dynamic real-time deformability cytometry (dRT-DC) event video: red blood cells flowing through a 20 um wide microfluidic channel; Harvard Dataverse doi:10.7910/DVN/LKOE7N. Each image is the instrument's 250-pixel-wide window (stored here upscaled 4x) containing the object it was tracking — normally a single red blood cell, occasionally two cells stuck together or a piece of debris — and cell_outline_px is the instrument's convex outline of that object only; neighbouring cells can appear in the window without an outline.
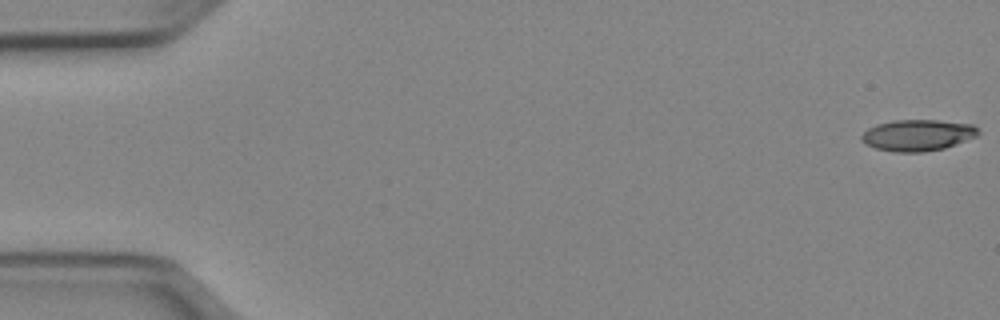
{"species": "Egyptian fruit bat (a non-hibernating species)", "species_latin": "Rousettus aegyptiacus", "temperature_condition": "cold", "stored_images_in_passage": 47, "camera_frame_rate_fps": 3000, "um_per_image_px": 0.085, "animal": {"sex": "female"}, "frame": {"image": 1, "passage_image": 1, "time_ms": 0.0, "image_size_px": [1000, 320], "cell_outline_px": [[980, 132], [976, 136], [944, 148], [924, 152], [892, 152], [876, 148], [864, 144], [860, 140], [860, 136], [868, 128], [876, 124], [892, 120], [936, 120], [972, 124]], "centroid_in_image_um": [77.94, 11.49], "position_along_channel_um": 7.1, "area_um2": 21.33}}
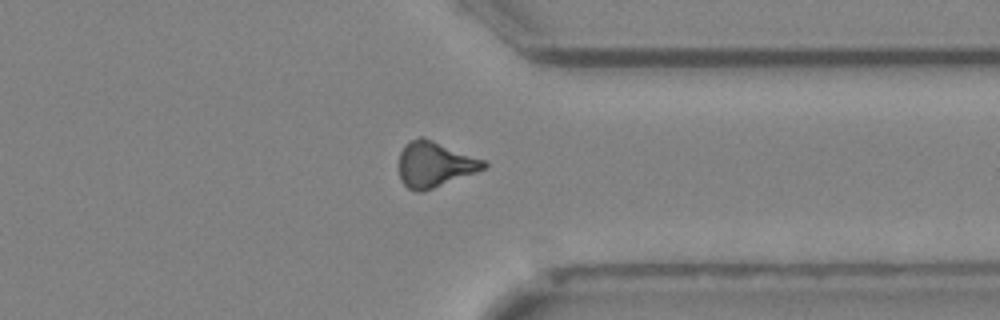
{"frame": {"image": 2, "passage_image": 40, "time_ms": 13.0, "image_size_px": [1000, 320], "cell_outline_px": [[488, 168], [424, 192], [416, 192], [408, 188], [400, 180], [400, 152], [404, 144], [408, 140], [420, 136], [424, 136], [484, 160], [488, 164]], "centroid_in_image_um": [36.95, 13.97], "position_along_channel_um": 374.4, "area_um2": 22.83}}
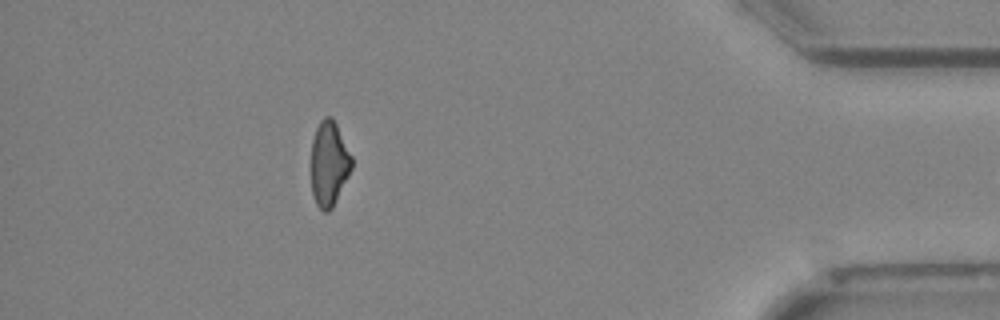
{"frame": {"image": 3, "passage_image": 46, "time_ms": 15.0, "image_size_px": [1000, 320], "cell_outline_px": [[352, 168], [332, 208], [328, 212], [324, 212], [316, 204], [312, 196], [312, 140], [316, 128], [320, 120], [324, 116], [332, 116], [352, 156]], "centroid_in_image_um": [27.96, 13.9], "position_along_channel_um": 407.2, "area_um2": 19.94}}